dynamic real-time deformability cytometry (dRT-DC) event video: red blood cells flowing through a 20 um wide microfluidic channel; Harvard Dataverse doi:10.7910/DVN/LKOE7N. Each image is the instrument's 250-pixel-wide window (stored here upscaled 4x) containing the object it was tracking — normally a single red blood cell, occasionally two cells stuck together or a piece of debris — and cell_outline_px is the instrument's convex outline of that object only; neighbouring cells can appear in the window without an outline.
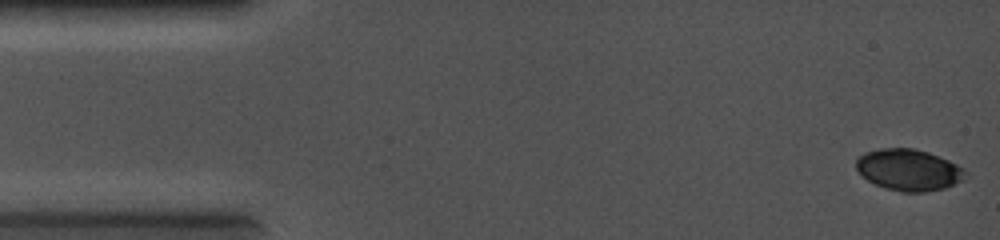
{"species": "common noctule bat (a hibernating species)", "species_latin": "Nyctalus noctula", "temperature_condition": "cold", "stored_images_in_passage": 17, "camera_frame_rate_fps": 5000, "um_per_image_px": 0.085, "animal": {"sex": "female", "body_mass_g": 19.0, "forearm_length_mm": 56.7}, "frame": {"image": 1, "passage_image": 1, "time_ms": 0.0, "image_size_px": [1000, 240], "cell_outline_px": [[968, 172], [964, 180], [944, 188], [924, 192], [900, 192], [884, 188], [868, 180], [856, 168], [856, 160], [864, 152], [880, 148], [912, 148], [928, 152], [948, 160], [964, 168]], "centroid_in_image_um": [77.26, 14.44], "position_along_channel_um": 7.7, "area_um2": 26.41}}
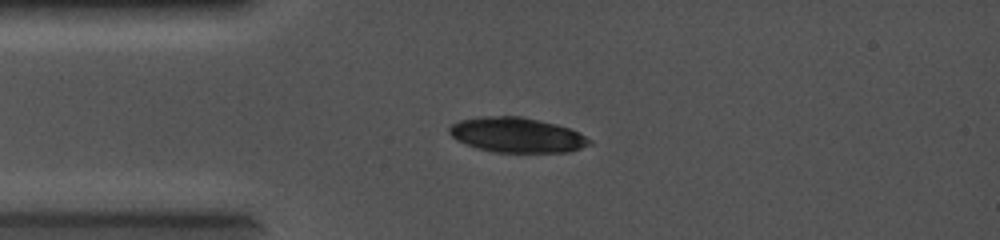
{"frame": {"image": 2, "passage_image": 15, "time_ms": 2.8, "image_size_px": [1000, 240], "cell_outline_px": [[592, 144], [568, 152], [492, 152], [476, 148], [456, 140], [448, 132], [448, 128], [452, 124], [460, 120], [480, 116], [520, 116], [540, 120], [556, 124], [580, 132], [592, 140]], "centroid_in_image_um": [43.93, 11.47], "position_along_channel_um": 41.1, "area_um2": 28.73}}